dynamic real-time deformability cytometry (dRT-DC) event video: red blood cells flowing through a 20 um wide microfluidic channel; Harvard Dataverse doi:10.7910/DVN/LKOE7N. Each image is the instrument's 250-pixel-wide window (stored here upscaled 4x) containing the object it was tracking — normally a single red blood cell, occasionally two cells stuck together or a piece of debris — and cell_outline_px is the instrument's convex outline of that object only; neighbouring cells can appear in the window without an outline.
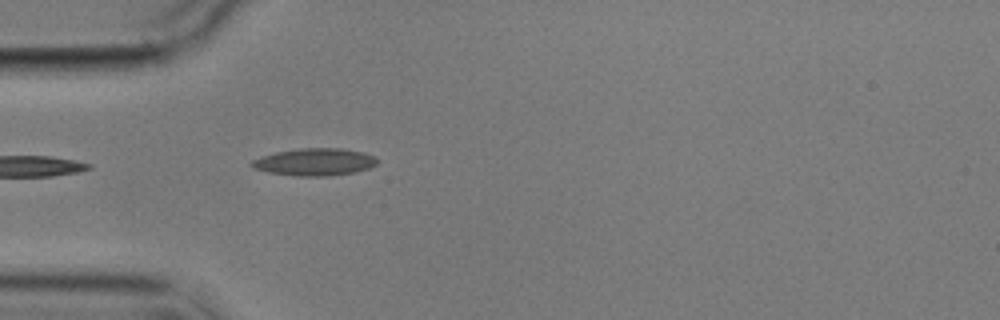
{"species": "common noctule bat (a hibernating species)", "species_latin": "Nyctalus noctula", "temperature_condition": "cold", "stored_images_in_passage": 3, "camera_frame_rate_fps": 3000, "um_per_image_px": 0.085, "animal": {"sex": "male", "body_mass_g": 17.9}, "frame": {"image": 1, "passage_image": 3, "time_ms": 2.333, "image_size_px": [1000, 320], "cell_outline_px": [[376, 164], [368, 168], [356, 172], [328, 176], [296, 176], [268, 172], [252, 168], [248, 164], [252, 160], [260, 156], [276, 152], [300, 148], [340, 148], [364, 152], [376, 156]], "centroid_in_image_um": [26.72, 13.76], "position_along_channel_um": 58.3, "area_um2": 20.11}}